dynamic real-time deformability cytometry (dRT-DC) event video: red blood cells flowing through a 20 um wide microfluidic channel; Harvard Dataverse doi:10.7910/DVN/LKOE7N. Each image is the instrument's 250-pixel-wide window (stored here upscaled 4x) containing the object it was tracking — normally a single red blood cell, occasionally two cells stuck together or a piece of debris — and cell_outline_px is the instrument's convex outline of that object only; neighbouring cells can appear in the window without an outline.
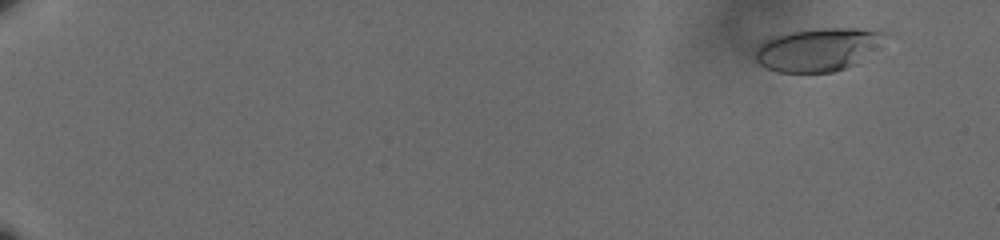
{"species": "human", "species_latin": "Homo sapiens", "temperature_condition": "cold", "stored_images_in_passage": 62, "camera_frame_rate_fps": 3000, "um_per_image_px": 0.085, "donor": {"sex": "male"}, "frame": {"image": 1, "passage_image": 6, "time_ms": 1.667, "image_size_px": [1000, 240], "cell_outline_px": [[888, 32], [880, 48], [856, 64], [832, 72], [780, 72], [768, 68], [760, 64], [756, 60], [756, 48], [764, 40], [776, 36], [792, 32], [820, 28], [860, 28]], "centroid_in_image_um": [69.6, 4.2], "position_along_channel_um": 15.4, "area_um2": 32.54}}
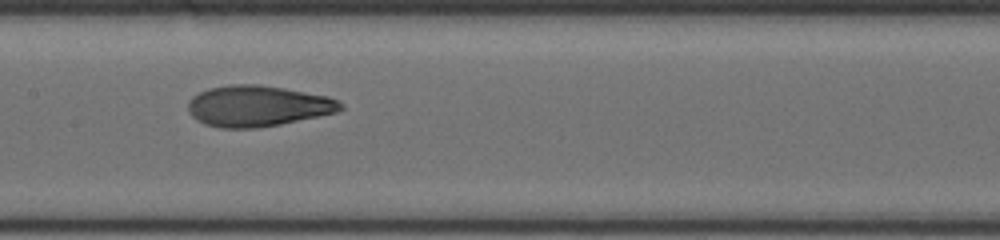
{"frame": {"image": 2, "passage_image": 36, "time_ms": 11.667, "image_size_px": [1000, 240], "cell_outline_px": [[344, 108], [336, 112], [280, 124], [256, 128], [220, 128], [204, 124], [196, 120], [188, 112], [188, 100], [192, 96], [208, 88], [228, 84], [256, 84], [284, 88], [328, 96], [344, 104]], "centroid_in_image_um": [21.86, 9.01], "position_along_channel_um": 185.5, "area_um2": 36.47}}
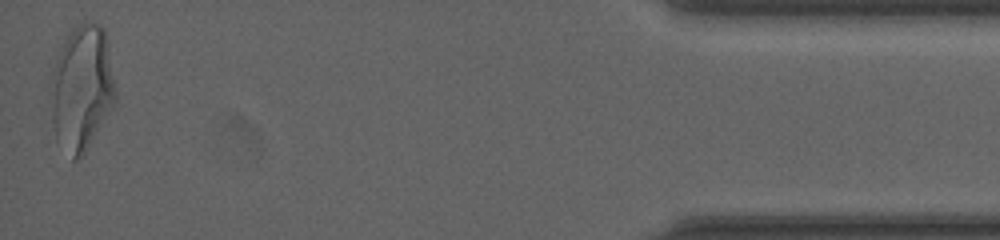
{"frame": {"image": 3, "passage_image": 62, "time_ms": 20.333, "image_size_px": [1000, 240], "cell_outline_px": [[116, 100], [84, 152], [76, 160], [72, 160], [56, 140], [52, 124], [48, 92], [52, 72], [56, 60], [64, 40], [72, 28], [84, 20], [100, 24], [104, 28], [116, 88]], "centroid_in_image_um": [6.91, 7.46], "position_along_channel_um": 428.3, "area_um2": 47.51}, "authors_computed_cell_mechanics": {"area_um2": 35.2291, "velocity_mm_per_s": 3.5837, "shape_relaxation_time_tau1_ms": 4.6961, "shape_relaxation_time_tau2_ms": 1.1231, "deformation_change_tau1": 0.2129, "deformation_change_tau2": 0.0742}}